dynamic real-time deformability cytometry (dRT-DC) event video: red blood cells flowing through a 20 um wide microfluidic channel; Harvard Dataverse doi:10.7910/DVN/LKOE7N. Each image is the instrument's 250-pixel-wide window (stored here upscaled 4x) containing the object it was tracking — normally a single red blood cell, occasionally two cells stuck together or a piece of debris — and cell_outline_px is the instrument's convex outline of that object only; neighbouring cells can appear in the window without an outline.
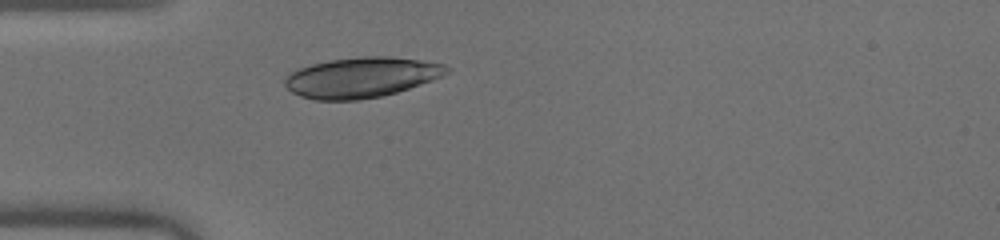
{"species": "human", "species_latin": "Homo sapiens", "temperature_condition": "warm", "stored_images_in_passage": 27, "camera_frame_rate_fps": 3000, "um_per_image_px": 0.085, "donor": {"sex": "male"}, "frame": {"image": 1, "passage_image": 1, "time_ms": 0.0, "image_size_px": [1000, 240], "cell_outline_px": [[452, 68], [448, 72], [432, 80], [396, 92], [380, 96], [356, 100], [312, 100], [300, 96], [292, 92], [284, 84], [284, 76], [288, 72], [312, 64], [328, 60], [360, 56], [388, 56], [420, 60], [444, 64]], "centroid_in_image_um": [30.67, 6.57], "position_along_channel_um": 54.3, "area_um2": 38.03}}
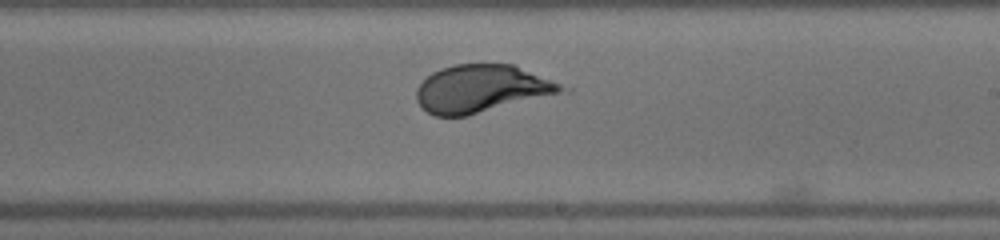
{"frame": {"image": 2, "passage_image": 16, "time_ms": 5.0, "image_size_px": [1000, 240], "cell_outline_px": [[572, 92], [468, 116], [436, 116], [428, 112], [416, 100], [416, 88], [432, 72], [440, 68], [456, 64], [512, 64], [572, 88]], "centroid_in_image_um": [41.04, 7.56], "position_along_channel_um": 248.0, "area_um2": 40.98}}
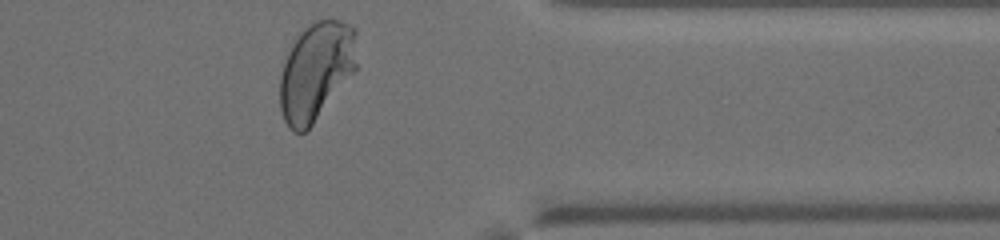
{"frame": {"image": 3, "passage_image": 27, "time_ms": 8.667, "image_size_px": [1000, 240], "cell_outline_px": [[356, 68], [312, 124], [304, 132], [292, 132], [288, 128], [284, 120], [280, 108], [280, 76], [288, 52], [296, 36], [308, 24], [316, 20], [340, 20], [356, 28]], "centroid_in_image_um": [26.85, 6.02], "position_along_channel_um": 384.6, "area_um2": 43.64}, "authors_computed_cell_mechanics": {"area_um2": 40.0554, "velocity_mm_per_s": 4.0573, "shape_relaxation_time_tau1_ms": 3.4102, "shape_relaxation_time_tau2_ms": null, "deformation_change_tau1": 0.162, "deformation_change_tau2": null}}